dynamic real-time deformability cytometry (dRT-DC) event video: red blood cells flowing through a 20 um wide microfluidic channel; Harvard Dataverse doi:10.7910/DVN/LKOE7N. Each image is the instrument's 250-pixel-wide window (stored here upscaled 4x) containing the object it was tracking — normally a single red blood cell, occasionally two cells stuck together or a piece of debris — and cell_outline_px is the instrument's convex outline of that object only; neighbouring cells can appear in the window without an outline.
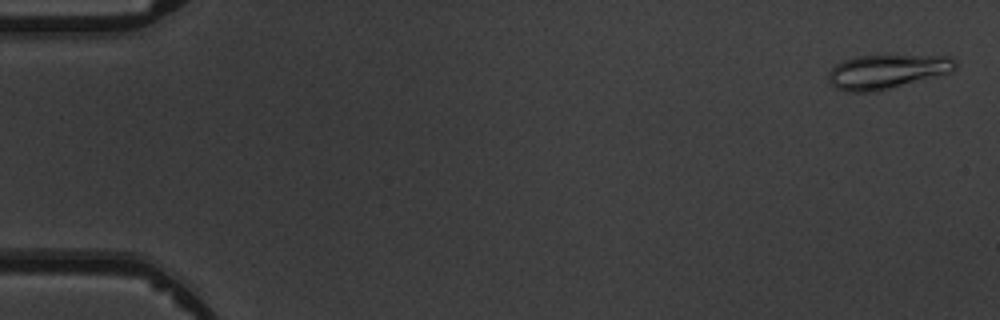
{"species": "common noctule bat (a hibernating species)", "species_latin": "Nyctalus noctula", "temperature_condition": "warm", "stored_images_in_passage": 5, "camera_frame_rate_fps": 3000, "um_per_image_px": 0.085, "animal": {"sex": "male", "body_mass_g": 19.5, "forearm_length_mm": 54.6}, "frame": {"image": 1, "passage_image": 1, "time_ms": 0.0, "image_size_px": [1000, 320], "cell_outline_px": [[956, 68], [948, 72], [876, 92], [848, 92], [836, 88], [828, 80], [828, 72], [836, 64], [844, 60], [856, 56], [952, 56], [956, 60]], "centroid_in_image_um": [75.34, 6.09], "position_along_channel_um": 9.7, "area_um2": 24.91}}